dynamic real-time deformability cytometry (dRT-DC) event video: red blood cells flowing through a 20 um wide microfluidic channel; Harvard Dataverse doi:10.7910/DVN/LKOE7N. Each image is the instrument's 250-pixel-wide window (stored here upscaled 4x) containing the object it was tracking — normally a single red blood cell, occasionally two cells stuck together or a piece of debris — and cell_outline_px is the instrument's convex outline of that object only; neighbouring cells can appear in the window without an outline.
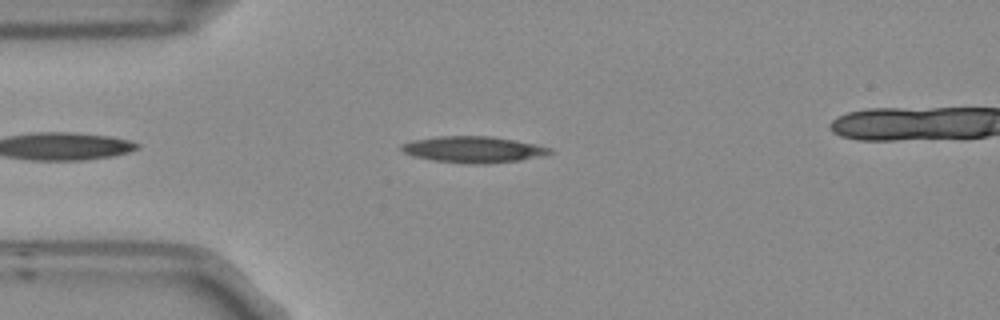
{"species": "Egyptian fruit bat (a non-hibernating species)", "species_latin": "Rousettus aegyptiacus", "temperature_condition": "room temperature", "stored_images_in_passage": 4, "camera_frame_rate_fps": 3000, "um_per_image_px": 0.085, "frame": {"image": 1, "passage_image": 3, "time_ms": 0.667, "image_size_px": [1000, 320], "cell_outline_px": [[552, 152], [540, 156], [520, 160], [484, 164], [464, 164], [432, 160], [412, 156], [404, 152], [400, 148], [400, 144], [412, 140], [440, 136], [492, 136], [536, 144], [552, 148]], "centroid_in_image_um": [40.2, 12.71], "position_along_channel_um": 44.8, "area_um2": 22.83}}